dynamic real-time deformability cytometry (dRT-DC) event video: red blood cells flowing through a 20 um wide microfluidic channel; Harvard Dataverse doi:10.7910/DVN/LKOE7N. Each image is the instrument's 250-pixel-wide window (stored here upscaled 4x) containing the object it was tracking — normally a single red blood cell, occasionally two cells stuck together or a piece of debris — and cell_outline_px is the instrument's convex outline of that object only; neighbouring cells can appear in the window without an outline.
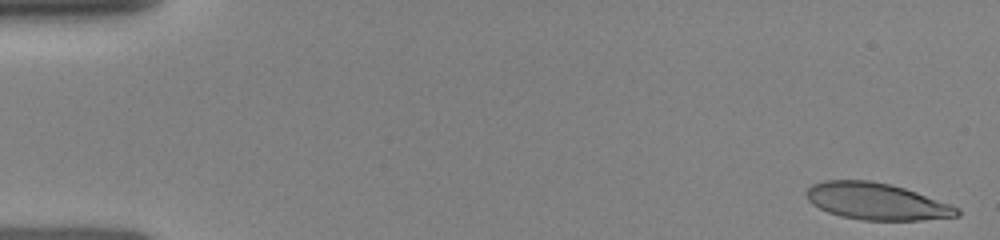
{"species": "human", "species_latin": "Homo sapiens", "temperature_condition": "room temperature", "stored_images_in_passage": 10, "camera_frame_rate_fps": 3000, "um_per_image_px": 0.085, "donor": {"sex": "female"}, "frame": {"image": 1, "passage_image": 1, "time_ms": 0.0, "image_size_px": [1000, 240], "cell_outline_px": [[960, 216], [920, 220], [860, 220], [840, 216], [828, 212], [812, 204], [808, 200], [804, 192], [812, 184], [824, 180], [868, 180], [892, 184], [916, 192], [960, 208]], "centroid_in_image_um": [74.48, 17.11], "position_along_channel_um": 10.5, "area_um2": 32.37}}
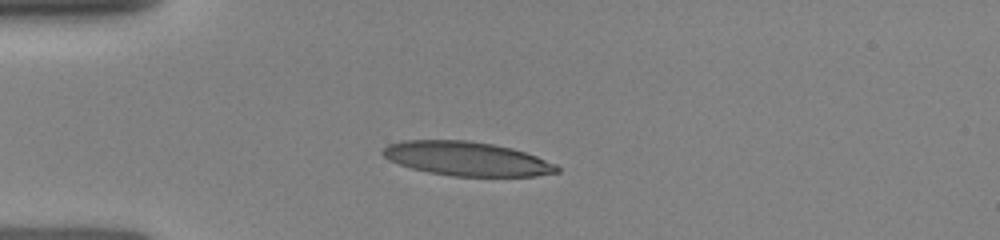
{"frame": {"image": 2, "passage_image": 7, "time_ms": 3.667, "image_size_px": [1000, 240], "cell_outline_px": [[560, 172], [536, 176], [452, 176], [428, 172], [412, 168], [388, 160], [380, 152], [388, 144], [404, 140], [468, 140], [492, 144], [512, 148], [536, 156], [556, 164], [560, 168]], "centroid_in_image_um": [39.68, 13.49], "position_along_channel_um": 45.3, "area_um2": 34.56}}
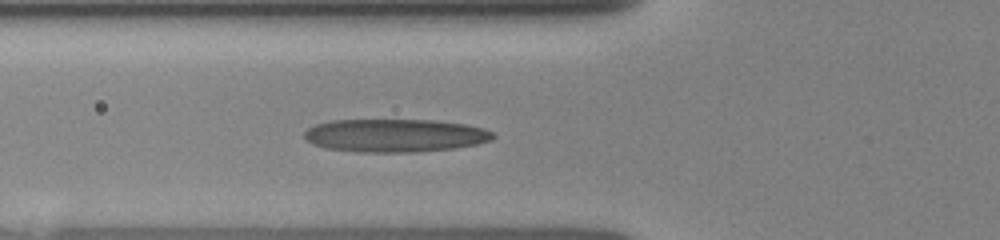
{"frame": {"image": 3, "passage_image": 10, "time_ms": 5.333, "image_size_px": [1000, 240], "cell_outline_px": [[496, 136], [492, 140], [476, 144], [452, 148], [412, 152], [360, 152], [328, 148], [312, 144], [304, 136], [304, 132], [308, 128], [316, 124], [332, 120], [436, 120], [464, 124], [484, 128], [492, 132]], "centroid_in_image_um": [33.58, 11.51], "position_along_channel_um": 92.2, "area_um2": 36.24}}